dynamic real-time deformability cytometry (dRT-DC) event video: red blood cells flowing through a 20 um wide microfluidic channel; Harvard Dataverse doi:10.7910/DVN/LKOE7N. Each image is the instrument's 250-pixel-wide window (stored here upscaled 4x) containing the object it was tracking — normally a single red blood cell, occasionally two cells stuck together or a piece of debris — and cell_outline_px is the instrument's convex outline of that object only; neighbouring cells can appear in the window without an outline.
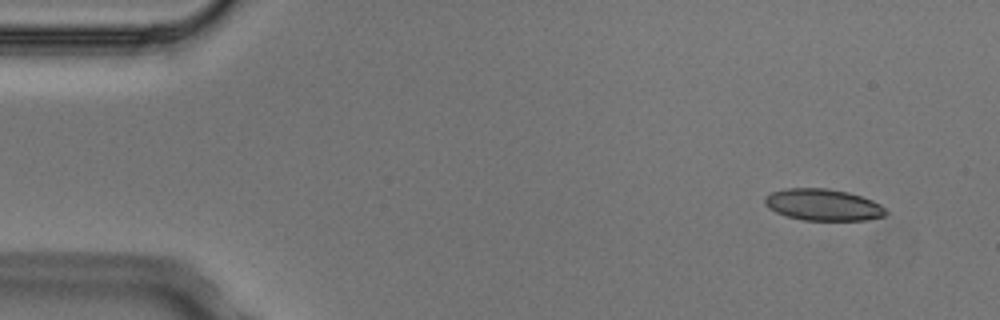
{"species": "Egyptian fruit bat (a non-hibernating species)", "species_latin": "Rousettus aegyptiacus", "temperature_condition": "cold", "stored_images_in_passage": 4, "camera_frame_rate_fps": 3000, "um_per_image_px": 0.085, "animal": {"sex": "male"}, "frame": {"image": 1, "passage_image": 1, "time_ms": 0.0, "image_size_px": [1000, 320], "cell_outline_px": [[888, 212], [884, 216], [868, 220], [804, 220], [788, 216], [776, 212], [768, 208], [764, 204], [764, 196], [772, 192], [788, 188], [828, 188], [848, 192], [872, 200], [880, 204]], "centroid_in_image_um": [69.95, 17.4], "position_along_channel_um": 15.0, "area_um2": 22.31}}
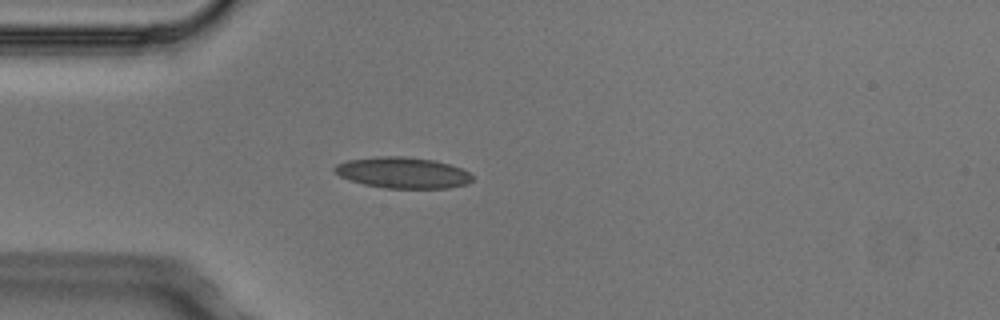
{"frame": {"image": 2, "passage_image": 4, "time_ms": 1.0, "image_size_px": [1000, 320], "cell_outline_px": [[472, 180], [468, 184], [448, 188], [384, 188], [364, 184], [348, 180], [340, 176], [332, 168], [336, 164], [348, 160], [376, 156], [404, 156], [436, 160], [460, 168], [468, 172], [472, 176]], "centroid_in_image_um": [34.22, 14.68], "position_along_channel_um": 50.8, "area_um2": 25.03}}